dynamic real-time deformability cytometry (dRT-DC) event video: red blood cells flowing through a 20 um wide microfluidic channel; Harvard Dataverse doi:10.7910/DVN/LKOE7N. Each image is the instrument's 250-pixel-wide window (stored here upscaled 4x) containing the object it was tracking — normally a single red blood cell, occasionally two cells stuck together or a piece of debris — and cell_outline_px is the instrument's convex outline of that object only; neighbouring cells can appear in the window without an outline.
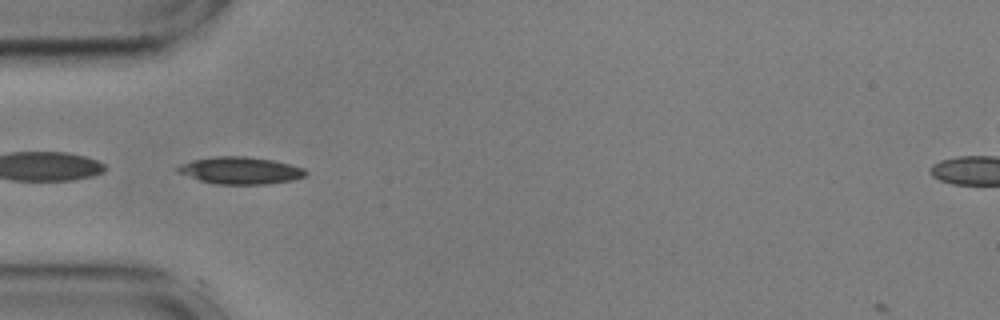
{"species": "common noctule bat (a hibernating species)", "species_latin": "Nyctalus noctula", "temperature_condition": "cold", "stored_images_in_passage": 40, "camera_frame_rate_fps": 3000, "um_per_image_px": 0.085, "animal": {"sex": "male", "body_mass_g": 17.9, "forearm_length_mm": 54.2}, "frame": {"image": 1, "passage_image": 1, "time_ms": 0.0, "image_size_px": [1000, 320], "cell_outline_px": [[308, 176], [292, 180], [268, 184], [216, 184], [200, 180], [176, 172], [176, 168], [180, 164], [192, 160], [216, 156], [244, 156], [272, 160], [304, 168], [308, 172]], "centroid_in_image_um": [20.44, 14.49], "position_along_channel_um": 64.6, "area_um2": 20.23}}
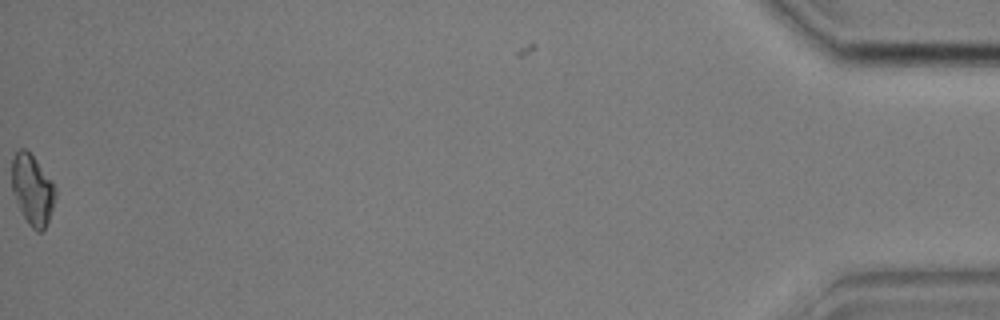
{"frame": {"image": 2, "passage_image": 40, "time_ms": 13.0, "image_size_px": [1000, 320], "cell_outline_px": [[56, 196], [48, 220], [44, 228], [40, 232], [36, 232], [28, 224], [12, 192], [12, 156], [20, 148], [24, 148], [36, 160], [52, 180], [56, 188]], "centroid_in_image_um": [2.75, 16.11], "position_along_channel_um": 432.4, "area_um2": 17.69}, "authors_computed_cell_mechanics": {"area_um2": 17.8602, "velocity_mm_per_s": 3.5882, "shape_relaxation_time_tau1_ms": 3.3693, "shape_relaxation_time_tau2_ms": 1.8734, "deformation_change_tau1": 0.1384, "deformation_change_tau2": 0.0694}}